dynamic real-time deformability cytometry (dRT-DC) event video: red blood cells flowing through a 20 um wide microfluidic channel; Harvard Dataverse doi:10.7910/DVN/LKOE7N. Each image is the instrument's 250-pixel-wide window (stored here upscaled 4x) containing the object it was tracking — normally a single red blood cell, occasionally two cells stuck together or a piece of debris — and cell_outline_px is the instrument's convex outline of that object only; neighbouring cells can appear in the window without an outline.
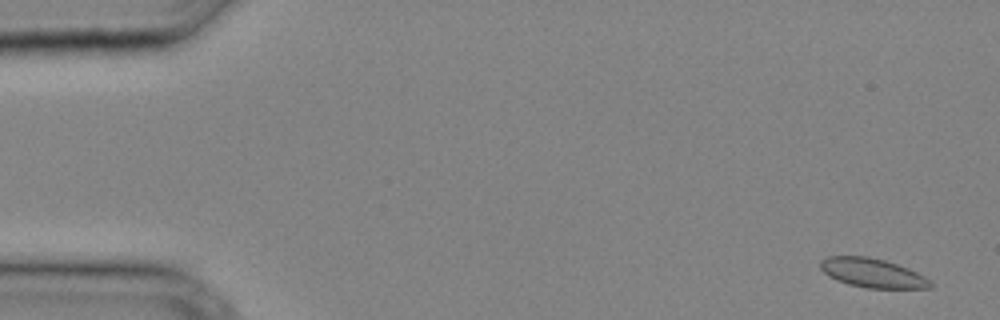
{"species": "common noctule bat (a hibernating species)", "species_latin": "Nyctalus noctula", "temperature_condition": "cold", "stored_images_in_passage": 35, "camera_frame_rate_fps": 3000, "um_per_image_px": 0.085, "animal": {"sex": "male", "body_mass_g": 20.4}, "frame": {"image": 1, "passage_image": 2, "time_ms": 0.333, "image_size_px": [1000, 320], "cell_outline_px": [[932, 288], [868, 288], [848, 284], [836, 280], [828, 276], [820, 268], [820, 260], [828, 256], [868, 256], [884, 260], [908, 268], [924, 276], [932, 284]], "centroid_in_image_um": [74.12, 23.2], "position_along_channel_um": 10.9, "area_um2": 18.61}}
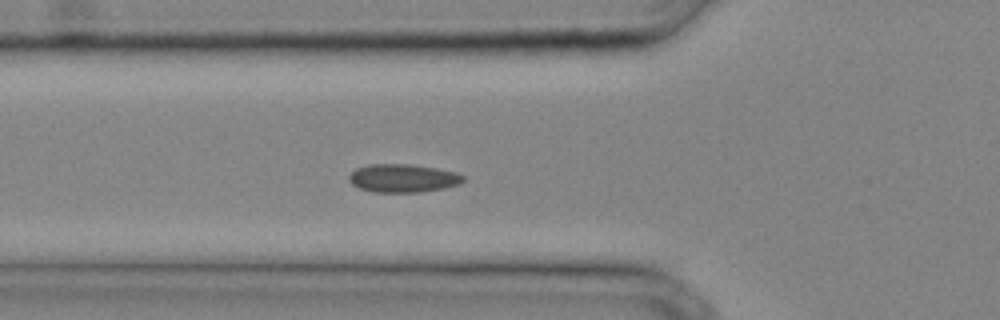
{"frame": {"image": 2, "passage_image": 13, "time_ms": 4.0, "image_size_px": [1000, 320], "cell_outline_px": [[464, 180], [460, 184], [444, 188], [420, 192], [372, 192], [360, 188], [352, 184], [348, 180], [348, 176], [356, 168], [368, 164], [408, 164], [436, 168], [456, 172], [464, 176]], "centroid_in_image_um": [34.24, 15.14], "position_along_channel_um": 91.6, "area_um2": 18.84}}
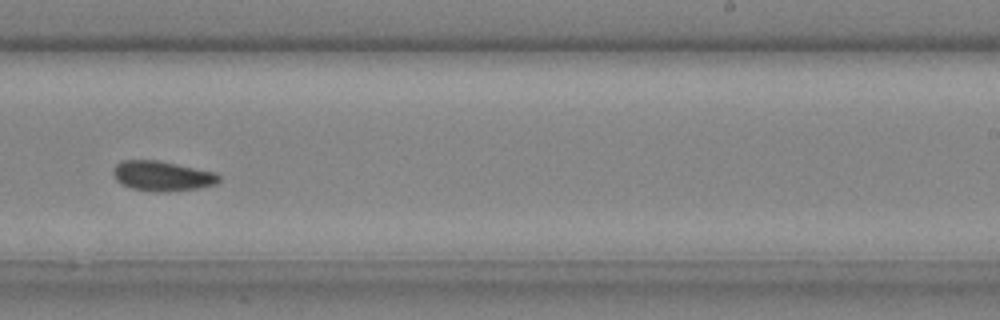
{"frame": {"image": 3, "passage_image": 23, "time_ms": 7.333, "image_size_px": [1000, 320], "cell_outline_px": [[220, 180], [216, 184], [196, 188], [168, 192], [152, 192], [132, 188], [120, 184], [116, 180], [112, 172], [112, 168], [120, 160], [156, 160], [216, 172], [220, 176]], "centroid_in_image_um": [13.75, 14.96], "position_along_channel_um": 275.3, "area_um2": 18.61}}